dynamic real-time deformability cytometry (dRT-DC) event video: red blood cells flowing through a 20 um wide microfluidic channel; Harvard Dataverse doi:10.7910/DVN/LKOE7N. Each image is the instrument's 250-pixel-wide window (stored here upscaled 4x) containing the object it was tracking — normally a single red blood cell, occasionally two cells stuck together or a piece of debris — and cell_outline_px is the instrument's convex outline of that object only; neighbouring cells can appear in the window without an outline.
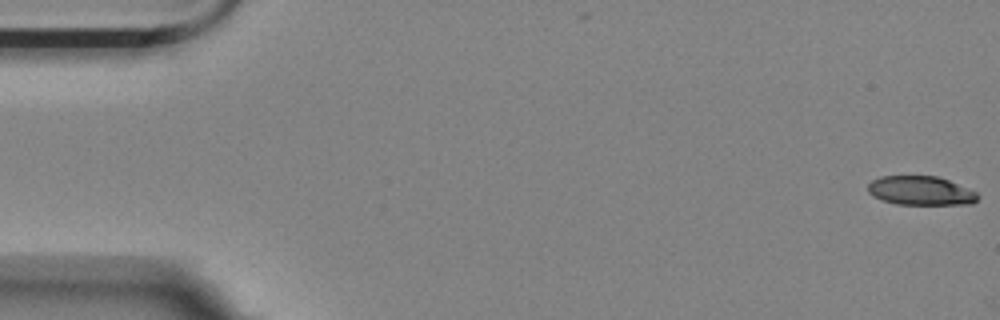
{"species": "Egyptian fruit bat (a non-hibernating species)", "species_latin": "Rousettus aegyptiacus", "temperature_condition": "room temperature", "stored_images_in_passage": 56, "camera_frame_rate_fps": 3000, "um_per_image_px": 0.085, "animal": {"sex": "female"}, "frame": {"image": 1, "passage_image": 1, "time_ms": 0.0, "image_size_px": [1000, 320], "cell_outline_px": [[976, 200], [972, 204], [896, 204], [872, 196], [868, 192], [868, 184], [872, 180], [880, 176], [936, 176], [948, 180], [976, 192]], "centroid_in_image_um": [78.21, 16.2], "position_along_channel_um": 6.8, "area_um2": 18.32}}
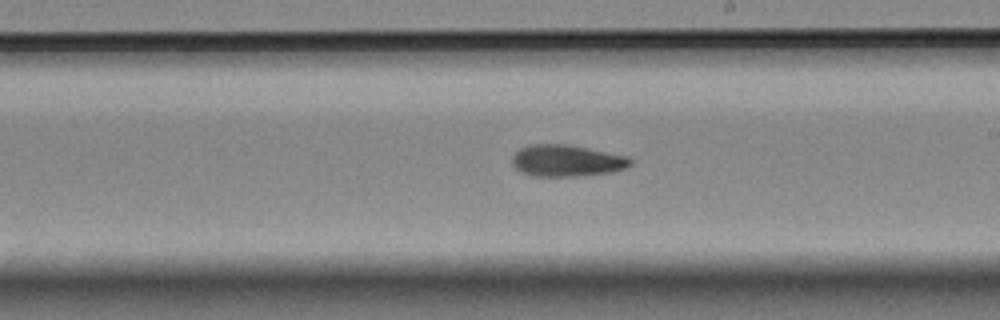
{"frame": {"image": 2, "passage_image": 32, "time_ms": 10.333, "image_size_px": [1000, 320], "cell_outline_px": [[632, 164], [628, 168], [612, 172], [580, 176], [532, 176], [520, 172], [512, 164], [512, 156], [520, 148], [532, 144], [568, 144], [628, 156], [632, 160]], "centroid_in_image_um": [48.19, 13.66], "position_along_channel_um": 240.8, "area_um2": 22.02}}
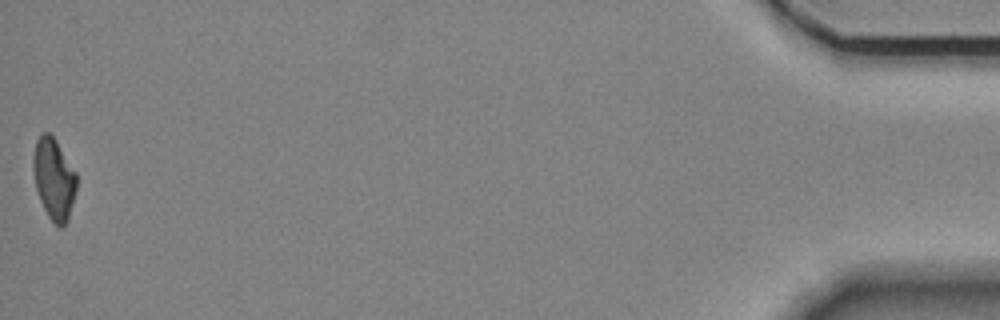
{"frame": {"image": 3, "passage_image": 56, "time_ms": 18.333, "image_size_px": [1000, 320], "cell_outline_px": [[76, 192], [68, 220], [64, 228], [60, 228], [48, 216], [40, 200], [36, 188], [32, 164], [32, 160], [36, 140], [44, 132], [48, 132], [56, 140], [76, 172]], "centroid_in_image_um": [4.59, 15.22], "position_along_channel_um": 430.6, "area_um2": 20.52}, "authors_computed_cell_mechanics": {"area_um2": 21.0681, "velocity_mm_per_s": 3.5701, "shape_relaxation_time_tau1_ms": 8.2893, "shape_relaxation_time_tau2_ms": 5.8569, "deformation_change_tau1": 0.2287, "deformation_change_tau2": 0.1382}}